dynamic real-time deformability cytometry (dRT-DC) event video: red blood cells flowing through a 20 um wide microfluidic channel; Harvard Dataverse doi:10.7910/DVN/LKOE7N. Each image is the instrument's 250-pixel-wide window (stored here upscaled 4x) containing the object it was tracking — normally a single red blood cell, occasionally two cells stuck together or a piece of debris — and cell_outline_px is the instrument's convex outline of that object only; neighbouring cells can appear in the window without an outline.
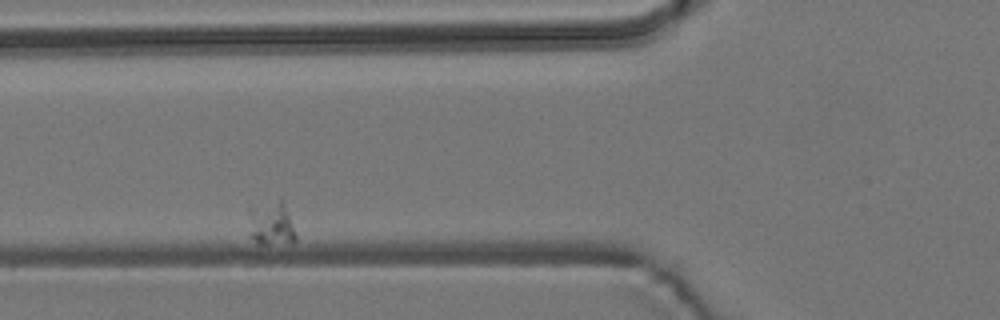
{"species": "common noctule bat (a hibernating species)", "species_latin": "Nyctalus noctula", "temperature_condition": "room temperature", "stored_images_in_passage": 23, "camera_frame_rate_fps": 3000, "um_per_image_px": 0.085, "animal": {"sex": "male", "body_mass_g": 19.2, "forearm_length_mm": 51.8}, "frame": {"image": 1, "passage_image": 7, "time_ms": 2.0, "image_size_px": [1000, 320], "cell_outline_px": [[296, 240], [264, 244], [260, 244], [248, 236], [252, 212], [280, 200], [284, 200], [296, 236]], "centroid_in_image_um": [23.1, 19.08], "position_along_channel_um": 102.7, "area_um2": 10.98}}